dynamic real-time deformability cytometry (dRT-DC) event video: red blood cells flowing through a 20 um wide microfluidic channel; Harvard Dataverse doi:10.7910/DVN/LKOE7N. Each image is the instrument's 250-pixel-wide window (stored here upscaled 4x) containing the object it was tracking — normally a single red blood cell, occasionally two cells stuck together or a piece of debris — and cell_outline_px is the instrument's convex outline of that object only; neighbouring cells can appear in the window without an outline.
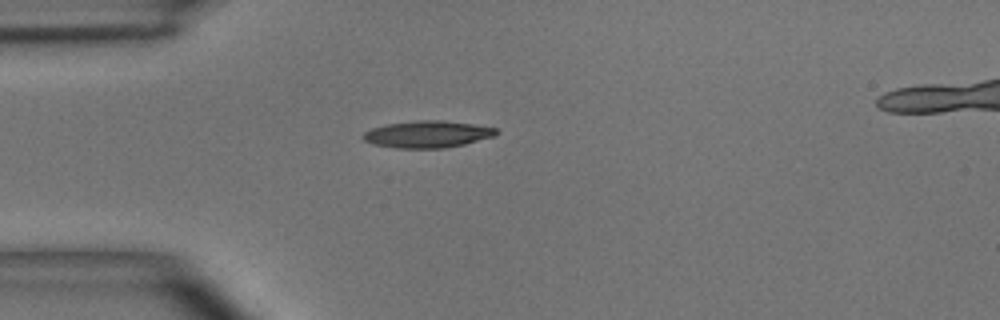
{"species": "common noctule bat (a hibernating species)", "species_latin": "Nyctalus noctula", "temperature_condition": "room temperature", "stored_images_in_passage": 2, "camera_frame_rate_fps": 3000, "um_per_image_px": 0.085, "animal": {"sex": "male", "body_mass_g": 15.6}, "frame": {"image": 1, "passage_image": 1, "time_ms": 0.0, "image_size_px": [1000, 320], "cell_outline_px": [[500, 132], [496, 136], [464, 144], [444, 148], [396, 148], [372, 144], [364, 140], [360, 136], [364, 132], [372, 128], [388, 124], [416, 120], [444, 120], [472, 124], [496, 128]], "centroid_in_image_um": [36.34, 11.41], "position_along_channel_um": 48.7, "area_um2": 20.98}}